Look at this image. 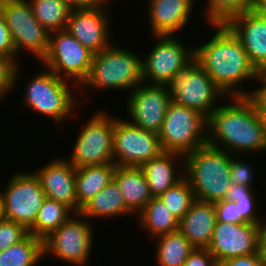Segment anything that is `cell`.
<instances>
[{
    "mask_svg": "<svg viewBox=\"0 0 266 266\" xmlns=\"http://www.w3.org/2000/svg\"><path fill=\"white\" fill-rule=\"evenodd\" d=\"M208 251L220 265L232 257L261 252L260 225L217 222Z\"/></svg>",
    "mask_w": 266,
    "mask_h": 266,
    "instance_id": "obj_15",
    "label": "cell"
},
{
    "mask_svg": "<svg viewBox=\"0 0 266 266\" xmlns=\"http://www.w3.org/2000/svg\"><path fill=\"white\" fill-rule=\"evenodd\" d=\"M219 266H266V255L261 251L257 254L232 257Z\"/></svg>",
    "mask_w": 266,
    "mask_h": 266,
    "instance_id": "obj_39",
    "label": "cell"
},
{
    "mask_svg": "<svg viewBox=\"0 0 266 266\" xmlns=\"http://www.w3.org/2000/svg\"><path fill=\"white\" fill-rule=\"evenodd\" d=\"M42 258L43 240L29 233L22 241L0 251V266H37Z\"/></svg>",
    "mask_w": 266,
    "mask_h": 266,
    "instance_id": "obj_29",
    "label": "cell"
},
{
    "mask_svg": "<svg viewBox=\"0 0 266 266\" xmlns=\"http://www.w3.org/2000/svg\"><path fill=\"white\" fill-rule=\"evenodd\" d=\"M104 111L90 116L76 136L72 155L67 159L76 169L113 163L114 116Z\"/></svg>",
    "mask_w": 266,
    "mask_h": 266,
    "instance_id": "obj_9",
    "label": "cell"
},
{
    "mask_svg": "<svg viewBox=\"0 0 266 266\" xmlns=\"http://www.w3.org/2000/svg\"><path fill=\"white\" fill-rule=\"evenodd\" d=\"M258 83L262 85L257 87V89L254 88L252 97L259 107V113L266 114V74L260 76Z\"/></svg>",
    "mask_w": 266,
    "mask_h": 266,
    "instance_id": "obj_42",
    "label": "cell"
},
{
    "mask_svg": "<svg viewBox=\"0 0 266 266\" xmlns=\"http://www.w3.org/2000/svg\"><path fill=\"white\" fill-rule=\"evenodd\" d=\"M209 25L214 33L206 43L194 47L196 62L226 97L252 96L254 89H245L243 82H258L261 74L250 62L240 39L225 23Z\"/></svg>",
    "mask_w": 266,
    "mask_h": 266,
    "instance_id": "obj_1",
    "label": "cell"
},
{
    "mask_svg": "<svg viewBox=\"0 0 266 266\" xmlns=\"http://www.w3.org/2000/svg\"><path fill=\"white\" fill-rule=\"evenodd\" d=\"M152 48L142 56L143 83L165 86L176 71L188 66L195 59L194 46L184 45L176 35H157ZM157 42V43H156Z\"/></svg>",
    "mask_w": 266,
    "mask_h": 266,
    "instance_id": "obj_12",
    "label": "cell"
},
{
    "mask_svg": "<svg viewBox=\"0 0 266 266\" xmlns=\"http://www.w3.org/2000/svg\"><path fill=\"white\" fill-rule=\"evenodd\" d=\"M158 266H183L195 247L178 230L155 238Z\"/></svg>",
    "mask_w": 266,
    "mask_h": 266,
    "instance_id": "obj_27",
    "label": "cell"
},
{
    "mask_svg": "<svg viewBox=\"0 0 266 266\" xmlns=\"http://www.w3.org/2000/svg\"><path fill=\"white\" fill-rule=\"evenodd\" d=\"M165 86L174 103L197 110L207 118L226 98L195 59L176 71Z\"/></svg>",
    "mask_w": 266,
    "mask_h": 266,
    "instance_id": "obj_7",
    "label": "cell"
},
{
    "mask_svg": "<svg viewBox=\"0 0 266 266\" xmlns=\"http://www.w3.org/2000/svg\"><path fill=\"white\" fill-rule=\"evenodd\" d=\"M195 1V2H194ZM148 23L151 36L176 35L191 20L196 0H149ZM192 12V13H191ZM190 17V18H189Z\"/></svg>",
    "mask_w": 266,
    "mask_h": 266,
    "instance_id": "obj_20",
    "label": "cell"
},
{
    "mask_svg": "<svg viewBox=\"0 0 266 266\" xmlns=\"http://www.w3.org/2000/svg\"><path fill=\"white\" fill-rule=\"evenodd\" d=\"M162 152L157 133L114 116L113 163L116 166L141 167Z\"/></svg>",
    "mask_w": 266,
    "mask_h": 266,
    "instance_id": "obj_13",
    "label": "cell"
},
{
    "mask_svg": "<svg viewBox=\"0 0 266 266\" xmlns=\"http://www.w3.org/2000/svg\"><path fill=\"white\" fill-rule=\"evenodd\" d=\"M260 117L263 123L264 137L266 141V114H260Z\"/></svg>",
    "mask_w": 266,
    "mask_h": 266,
    "instance_id": "obj_47",
    "label": "cell"
},
{
    "mask_svg": "<svg viewBox=\"0 0 266 266\" xmlns=\"http://www.w3.org/2000/svg\"><path fill=\"white\" fill-rule=\"evenodd\" d=\"M0 9L14 43L16 64L20 62L18 55L25 50L41 62L49 48L50 33L34 17L29 1L0 0Z\"/></svg>",
    "mask_w": 266,
    "mask_h": 266,
    "instance_id": "obj_11",
    "label": "cell"
},
{
    "mask_svg": "<svg viewBox=\"0 0 266 266\" xmlns=\"http://www.w3.org/2000/svg\"><path fill=\"white\" fill-rule=\"evenodd\" d=\"M213 202L196 199L189 211L179 220V231L198 249H207L216 224Z\"/></svg>",
    "mask_w": 266,
    "mask_h": 266,
    "instance_id": "obj_21",
    "label": "cell"
},
{
    "mask_svg": "<svg viewBox=\"0 0 266 266\" xmlns=\"http://www.w3.org/2000/svg\"><path fill=\"white\" fill-rule=\"evenodd\" d=\"M263 16L266 17V0H259L258 5L255 7Z\"/></svg>",
    "mask_w": 266,
    "mask_h": 266,
    "instance_id": "obj_45",
    "label": "cell"
},
{
    "mask_svg": "<svg viewBox=\"0 0 266 266\" xmlns=\"http://www.w3.org/2000/svg\"><path fill=\"white\" fill-rule=\"evenodd\" d=\"M216 210V219L217 222L225 223H242L239 220V210L238 206H235V202L230 200H218L213 202Z\"/></svg>",
    "mask_w": 266,
    "mask_h": 266,
    "instance_id": "obj_37",
    "label": "cell"
},
{
    "mask_svg": "<svg viewBox=\"0 0 266 266\" xmlns=\"http://www.w3.org/2000/svg\"><path fill=\"white\" fill-rule=\"evenodd\" d=\"M114 180L120 188L126 208L134 216H137L153 198L140 167L116 166Z\"/></svg>",
    "mask_w": 266,
    "mask_h": 266,
    "instance_id": "obj_23",
    "label": "cell"
},
{
    "mask_svg": "<svg viewBox=\"0 0 266 266\" xmlns=\"http://www.w3.org/2000/svg\"><path fill=\"white\" fill-rule=\"evenodd\" d=\"M2 191V217L29 229L35 222L45 193L34 172L12 175Z\"/></svg>",
    "mask_w": 266,
    "mask_h": 266,
    "instance_id": "obj_14",
    "label": "cell"
},
{
    "mask_svg": "<svg viewBox=\"0 0 266 266\" xmlns=\"http://www.w3.org/2000/svg\"><path fill=\"white\" fill-rule=\"evenodd\" d=\"M260 224L261 251L266 255V215L263 214Z\"/></svg>",
    "mask_w": 266,
    "mask_h": 266,
    "instance_id": "obj_44",
    "label": "cell"
},
{
    "mask_svg": "<svg viewBox=\"0 0 266 266\" xmlns=\"http://www.w3.org/2000/svg\"><path fill=\"white\" fill-rule=\"evenodd\" d=\"M37 21L49 32L66 28L72 8L66 0H28Z\"/></svg>",
    "mask_w": 266,
    "mask_h": 266,
    "instance_id": "obj_30",
    "label": "cell"
},
{
    "mask_svg": "<svg viewBox=\"0 0 266 266\" xmlns=\"http://www.w3.org/2000/svg\"><path fill=\"white\" fill-rule=\"evenodd\" d=\"M126 100L130 123L157 134L161 131L168 106L172 101L166 86L142 83L129 93Z\"/></svg>",
    "mask_w": 266,
    "mask_h": 266,
    "instance_id": "obj_16",
    "label": "cell"
},
{
    "mask_svg": "<svg viewBox=\"0 0 266 266\" xmlns=\"http://www.w3.org/2000/svg\"><path fill=\"white\" fill-rule=\"evenodd\" d=\"M0 57H6L16 63V50L5 17L0 9Z\"/></svg>",
    "mask_w": 266,
    "mask_h": 266,
    "instance_id": "obj_38",
    "label": "cell"
},
{
    "mask_svg": "<svg viewBox=\"0 0 266 266\" xmlns=\"http://www.w3.org/2000/svg\"><path fill=\"white\" fill-rule=\"evenodd\" d=\"M2 217V191H0V218Z\"/></svg>",
    "mask_w": 266,
    "mask_h": 266,
    "instance_id": "obj_48",
    "label": "cell"
},
{
    "mask_svg": "<svg viewBox=\"0 0 266 266\" xmlns=\"http://www.w3.org/2000/svg\"><path fill=\"white\" fill-rule=\"evenodd\" d=\"M137 216V222L144 231H148V238L152 237V240L179 229V219L159 197H153Z\"/></svg>",
    "mask_w": 266,
    "mask_h": 266,
    "instance_id": "obj_26",
    "label": "cell"
},
{
    "mask_svg": "<svg viewBox=\"0 0 266 266\" xmlns=\"http://www.w3.org/2000/svg\"><path fill=\"white\" fill-rule=\"evenodd\" d=\"M205 20L209 24L226 23L232 16L250 7L243 0H206Z\"/></svg>",
    "mask_w": 266,
    "mask_h": 266,
    "instance_id": "obj_32",
    "label": "cell"
},
{
    "mask_svg": "<svg viewBox=\"0 0 266 266\" xmlns=\"http://www.w3.org/2000/svg\"><path fill=\"white\" fill-rule=\"evenodd\" d=\"M257 197H241L237 198L235 202V206H238L239 210V220L242 223H250V224H261L262 216L260 217L258 213L260 212L257 209L260 205H257ZM258 212V213H257Z\"/></svg>",
    "mask_w": 266,
    "mask_h": 266,
    "instance_id": "obj_36",
    "label": "cell"
},
{
    "mask_svg": "<svg viewBox=\"0 0 266 266\" xmlns=\"http://www.w3.org/2000/svg\"><path fill=\"white\" fill-rule=\"evenodd\" d=\"M80 213L89 221L93 218L95 220L103 217L112 219V217L133 215L126 208L123 195L114 179L86 203Z\"/></svg>",
    "mask_w": 266,
    "mask_h": 266,
    "instance_id": "obj_24",
    "label": "cell"
},
{
    "mask_svg": "<svg viewBox=\"0 0 266 266\" xmlns=\"http://www.w3.org/2000/svg\"><path fill=\"white\" fill-rule=\"evenodd\" d=\"M240 39L250 62L266 74V17L255 8L232 16L225 23Z\"/></svg>",
    "mask_w": 266,
    "mask_h": 266,
    "instance_id": "obj_18",
    "label": "cell"
},
{
    "mask_svg": "<svg viewBox=\"0 0 266 266\" xmlns=\"http://www.w3.org/2000/svg\"><path fill=\"white\" fill-rule=\"evenodd\" d=\"M93 53L85 48L66 29L51 32L49 48L42 64L49 68L58 77L69 80L75 89L87 79Z\"/></svg>",
    "mask_w": 266,
    "mask_h": 266,
    "instance_id": "obj_10",
    "label": "cell"
},
{
    "mask_svg": "<svg viewBox=\"0 0 266 266\" xmlns=\"http://www.w3.org/2000/svg\"><path fill=\"white\" fill-rule=\"evenodd\" d=\"M226 99L229 102L222 101L208 117L207 144L238 157L266 151L263 123L253 97Z\"/></svg>",
    "mask_w": 266,
    "mask_h": 266,
    "instance_id": "obj_2",
    "label": "cell"
},
{
    "mask_svg": "<svg viewBox=\"0 0 266 266\" xmlns=\"http://www.w3.org/2000/svg\"><path fill=\"white\" fill-rule=\"evenodd\" d=\"M183 266H219V264L208 249L195 248Z\"/></svg>",
    "mask_w": 266,
    "mask_h": 266,
    "instance_id": "obj_40",
    "label": "cell"
},
{
    "mask_svg": "<svg viewBox=\"0 0 266 266\" xmlns=\"http://www.w3.org/2000/svg\"><path fill=\"white\" fill-rule=\"evenodd\" d=\"M256 193H254L253 187H247L241 184L231 183L230 187L228 188L225 200L235 201L237 198L241 197H255Z\"/></svg>",
    "mask_w": 266,
    "mask_h": 266,
    "instance_id": "obj_41",
    "label": "cell"
},
{
    "mask_svg": "<svg viewBox=\"0 0 266 266\" xmlns=\"http://www.w3.org/2000/svg\"><path fill=\"white\" fill-rule=\"evenodd\" d=\"M159 198L179 220L189 211L193 202L196 200L189 181L185 177L176 185L166 190Z\"/></svg>",
    "mask_w": 266,
    "mask_h": 266,
    "instance_id": "obj_31",
    "label": "cell"
},
{
    "mask_svg": "<svg viewBox=\"0 0 266 266\" xmlns=\"http://www.w3.org/2000/svg\"><path fill=\"white\" fill-rule=\"evenodd\" d=\"M72 9L98 8L108 6L106 0H66Z\"/></svg>",
    "mask_w": 266,
    "mask_h": 266,
    "instance_id": "obj_43",
    "label": "cell"
},
{
    "mask_svg": "<svg viewBox=\"0 0 266 266\" xmlns=\"http://www.w3.org/2000/svg\"><path fill=\"white\" fill-rule=\"evenodd\" d=\"M73 214L74 212L65 204L45 198L34 224L28 231L33 236L44 240Z\"/></svg>",
    "mask_w": 266,
    "mask_h": 266,
    "instance_id": "obj_28",
    "label": "cell"
},
{
    "mask_svg": "<svg viewBox=\"0 0 266 266\" xmlns=\"http://www.w3.org/2000/svg\"><path fill=\"white\" fill-rule=\"evenodd\" d=\"M231 154L206 144L185 156L184 177L196 199L215 202L225 198L231 185Z\"/></svg>",
    "mask_w": 266,
    "mask_h": 266,
    "instance_id": "obj_4",
    "label": "cell"
},
{
    "mask_svg": "<svg viewBox=\"0 0 266 266\" xmlns=\"http://www.w3.org/2000/svg\"><path fill=\"white\" fill-rule=\"evenodd\" d=\"M184 160L185 156L181 154L162 152L140 167L145 174L152 197H159L184 178ZM177 161L181 169L177 167Z\"/></svg>",
    "mask_w": 266,
    "mask_h": 266,
    "instance_id": "obj_22",
    "label": "cell"
},
{
    "mask_svg": "<svg viewBox=\"0 0 266 266\" xmlns=\"http://www.w3.org/2000/svg\"><path fill=\"white\" fill-rule=\"evenodd\" d=\"M247 160L243 161L241 158L231 155V165H230V180L231 183H238L247 187H253L255 169L251 168L252 165ZM254 174V175H253Z\"/></svg>",
    "mask_w": 266,
    "mask_h": 266,
    "instance_id": "obj_35",
    "label": "cell"
},
{
    "mask_svg": "<svg viewBox=\"0 0 266 266\" xmlns=\"http://www.w3.org/2000/svg\"><path fill=\"white\" fill-rule=\"evenodd\" d=\"M250 8H255L258 3L259 0H243Z\"/></svg>",
    "mask_w": 266,
    "mask_h": 266,
    "instance_id": "obj_46",
    "label": "cell"
},
{
    "mask_svg": "<svg viewBox=\"0 0 266 266\" xmlns=\"http://www.w3.org/2000/svg\"><path fill=\"white\" fill-rule=\"evenodd\" d=\"M117 43L93 55L90 73L79 91H132L143 83L142 57ZM124 89V90H123Z\"/></svg>",
    "mask_w": 266,
    "mask_h": 266,
    "instance_id": "obj_3",
    "label": "cell"
},
{
    "mask_svg": "<svg viewBox=\"0 0 266 266\" xmlns=\"http://www.w3.org/2000/svg\"><path fill=\"white\" fill-rule=\"evenodd\" d=\"M116 165L106 163L76 169L77 213L114 179Z\"/></svg>",
    "mask_w": 266,
    "mask_h": 266,
    "instance_id": "obj_25",
    "label": "cell"
},
{
    "mask_svg": "<svg viewBox=\"0 0 266 266\" xmlns=\"http://www.w3.org/2000/svg\"><path fill=\"white\" fill-rule=\"evenodd\" d=\"M106 2L110 5L112 4L111 2L115 3L114 0H106Z\"/></svg>",
    "mask_w": 266,
    "mask_h": 266,
    "instance_id": "obj_49",
    "label": "cell"
},
{
    "mask_svg": "<svg viewBox=\"0 0 266 266\" xmlns=\"http://www.w3.org/2000/svg\"><path fill=\"white\" fill-rule=\"evenodd\" d=\"M69 85L68 80L58 77L46 67L28 80L21 103L60 126L62 122L64 124L63 120L71 118L78 106L77 91L71 90Z\"/></svg>",
    "mask_w": 266,
    "mask_h": 266,
    "instance_id": "obj_5",
    "label": "cell"
},
{
    "mask_svg": "<svg viewBox=\"0 0 266 266\" xmlns=\"http://www.w3.org/2000/svg\"><path fill=\"white\" fill-rule=\"evenodd\" d=\"M52 160L34 171L45 197L61 202L77 213L76 168L64 157Z\"/></svg>",
    "mask_w": 266,
    "mask_h": 266,
    "instance_id": "obj_19",
    "label": "cell"
},
{
    "mask_svg": "<svg viewBox=\"0 0 266 266\" xmlns=\"http://www.w3.org/2000/svg\"><path fill=\"white\" fill-rule=\"evenodd\" d=\"M207 124L208 118L202 113L171 101L158 133L163 152L186 156L206 145Z\"/></svg>",
    "mask_w": 266,
    "mask_h": 266,
    "instance_id": "obj_6",
    "label": "cell"
},
{
    "mask_svg": "<svg viewBox=\"0 0 266 266\" xmlns=\"http://www.w3.org/2000/svg\"><path fill=\"white\" fill-rule=\"evenodd\" d=\"M29 234L22 224L1 217L0 218V251H4L13 244L22 241Z\"/></svg>",
    "mask_w": 266,
    "mask_h": 266,
    "instance_id": "obj_34",
    "label": "cell"
},
{
    "mask_svg": "<svg viewBox=\"0 0 266 266\" xmlns=\"http://www.w3.org/2000/svg\"><path fill=\"white\" fill-rule=\"evenodd\" d=\"M106 8L107 6L72 9L65 28L93 54L99 53L113 42L110 41L112 17Z\"/></svg>",
    "mask_w": 266,
    "mask_h": 266,
    "instance_id": "obj_17",
    "label": "cell"
},
{
    "mask_svg": "<svg viewBox=\"0 0 266 266\" xmlns=\"http://www.w3.org/2000/svg\"><path fill=\"white\" fill-rule=\"evenodd\" d=\"M20 63L17 65L14 61L0 57V102L7 98V94L11 93L19 80ZM5 96V97H4Z\"/></svg>",
    "mask_w": 266,
    "mask_h": 266,
    "instance_id": "obj_33",
    "label": "cell"
},
{
    "mask_svg": "<svg viewBox=\"0 0 266 266\" xmlns=\"http://www.w3.org/2000/svg\"><path fill=\"white\" fill-rule=\"evenodd\" d=\"M93 223L80 212L71 215L56 231L43 240L44 258L50 255L49 257H56L73 266L88 265L95 237Z\"/></svg>",
    "mask_w": 266,
    "mask_h": 266,
    "instance_id": "obj_8",
    "label": "cell"
}]
</instances>
